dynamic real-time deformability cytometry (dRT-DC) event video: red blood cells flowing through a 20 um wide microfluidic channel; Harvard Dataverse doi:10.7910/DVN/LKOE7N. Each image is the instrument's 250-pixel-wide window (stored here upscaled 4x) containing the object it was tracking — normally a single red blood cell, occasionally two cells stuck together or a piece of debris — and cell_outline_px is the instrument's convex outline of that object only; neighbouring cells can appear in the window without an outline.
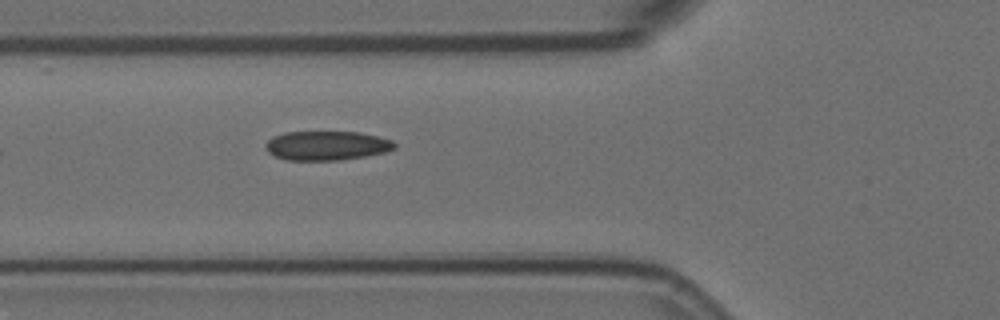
{"species": "Egyptian fruit bat (a non-hibernating species)", "species_latin": "Rousettus aegyptiacus", "temperature_condition": "room temperature", "stored_images_in_passage": 5, "camera_frame_rate_fps": 3000, "um_per_image_px": 0.085, "animal": {"sex": "female"}, "frame": {"image": 1, "passage_image": 5, "time_ms": 1.333, "image_size_px": [1000, 320], "cell_outline_px": [[396, 148], [384, 152], [364, 156], [340, 160], [288, 160], [276, 156], [268, 152], [264, 148], [264, 144], [272, 136], [284, 132], [360, 132], [392, 140], [396, 144]], "centroid_in_image_um": [27.74, 12.37], "position_along_channel_um": 98.1, "area_um2": 21.96}}